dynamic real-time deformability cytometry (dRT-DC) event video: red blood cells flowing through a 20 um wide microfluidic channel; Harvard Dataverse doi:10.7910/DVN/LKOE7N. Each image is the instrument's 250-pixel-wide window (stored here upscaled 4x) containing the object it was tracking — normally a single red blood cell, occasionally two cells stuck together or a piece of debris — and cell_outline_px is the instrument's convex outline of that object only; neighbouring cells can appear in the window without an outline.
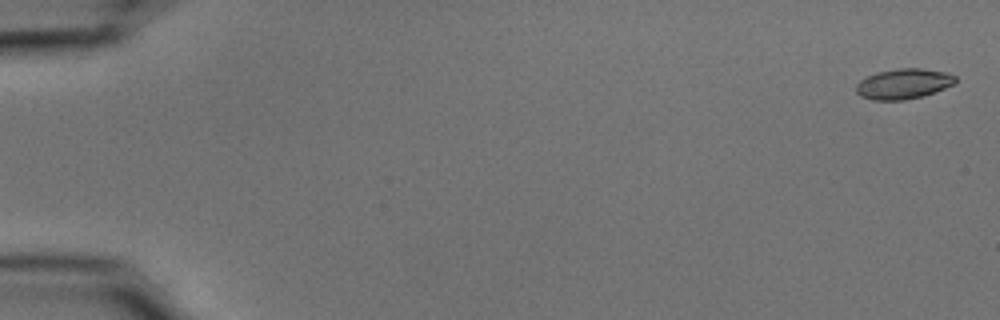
{"species": "common noctule bat (a hibernating species)", "species_latin": "Nyctalus noctula", "temperature_condition": "cold", "stored_images_in_passage": 56, "camera_frame_rate_fps": 3000, "um_per_image_px": 0.085, "animal": {"sex": "male", "body_mass_g": 15.6}, "frame": {"image": 1, "passage_image": 2, "time_ms": 0.333, "image_size_px": [1000, 320], "cell_outline_px": [[956, 80], [952, 84], [944, 88], [924, 96], [904, 100], [872, 100], [860, 96], [856, 92], [856, 84], [860, 80], [876, 72], [900, 68], [920, 68], [944, 72], [956, 76]], "centroid_in_image_um": [76.76, 7.13], "position_along_channel_um": 8.2, "area_um2": 17.46}}
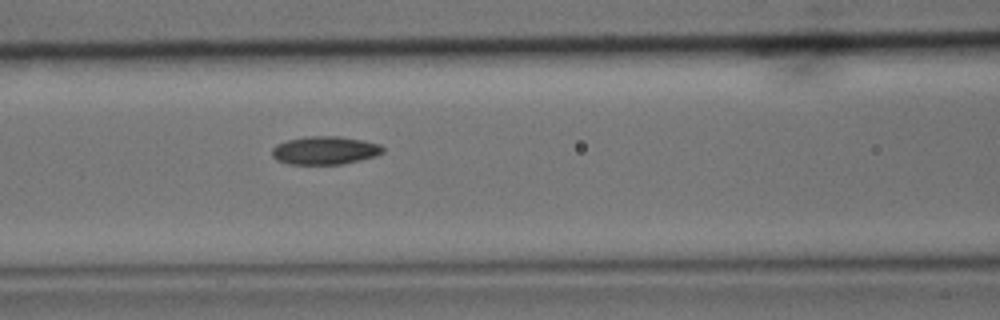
{"frame": {"image": 2, "passage_image": 25, "time_ms": 8.0, "image_size_px": [1000, 320], "cell_outline_px": [[384, 152], [376, 156], [344, 164], [288, 164], [276, 160], [272, 156], [272, 148], [276, 144], [288, 140], [304, 136], [340, 136], [380, 144], [384, 148]], "centroid_in_image_um": [27.6, 12.78], "position_along_channel_um": 139.0, "area_um2": 18.32}}
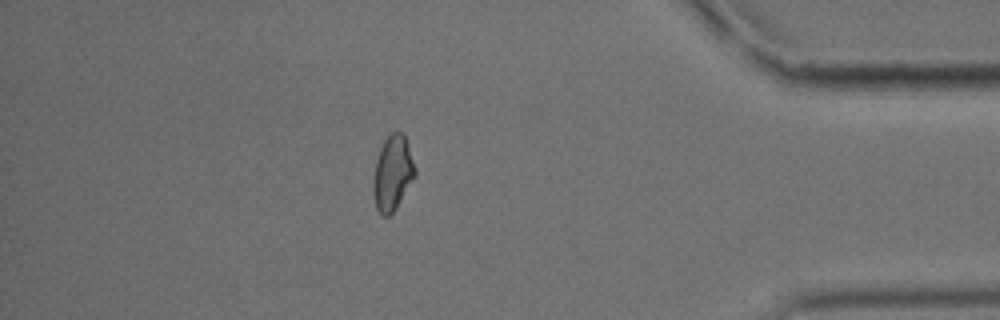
{"frame": {"image": 3, "passage_image": 49, "time_ms": 16.0, "image_size_px": [1000, 320], "cell_outline_px": [[416, 176], [396, 208], [388, 216], [384, 216], [376, 208], [372, 184], [376, 160], [380, 148], [384, 140], [392, 132], [400, 132], [404, 136], [416, 172]], "centroid_in_image_um": [33.35, 14.74], "position_along_channel_um": 401.8, "area_um2": 17.86}, "authors_computed_cell_mechanics": {"area_um2": 17.8891, "velocity_mm_per_s": 3.6963, "shape_relaxation_time_tau1_ms": 5.6729, "shape_relaxation_time_tau2_ms": 5.3046, "deformation_change_tau1": 0.1462, "deformation_change_tau2": 0.1005}}